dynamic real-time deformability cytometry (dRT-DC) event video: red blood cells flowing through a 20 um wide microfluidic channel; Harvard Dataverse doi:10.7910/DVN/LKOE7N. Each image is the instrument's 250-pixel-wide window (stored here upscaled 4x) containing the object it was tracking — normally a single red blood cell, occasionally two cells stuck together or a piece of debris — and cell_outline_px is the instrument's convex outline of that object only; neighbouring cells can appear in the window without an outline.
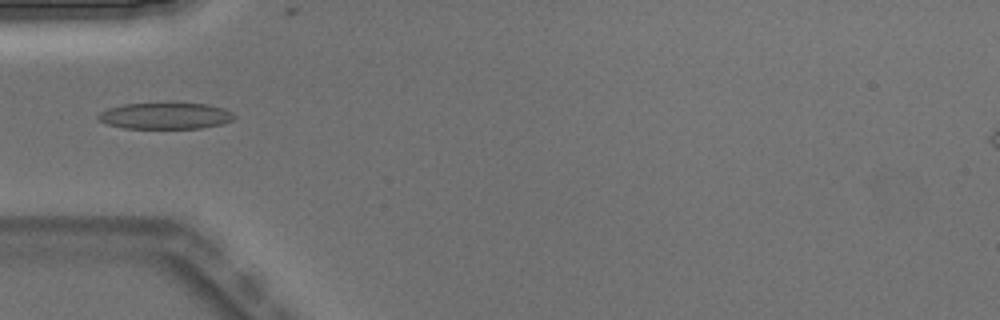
{"species": "Egyptian fruit bat (a non-hibernating species)", "species_latin": "Rousettus aegyptiacus", "temperature_condition": "warm", "stored_images_in_passage": 6, "camera_frame_rate_fps": 3000, "um_per_image_px": 0.085, "animal": {"sex": "male"}, "frame": {"image": 1, "passage_image": 4, "time_ms": 1.0, "image_size_px": [1000, 320], "cell_outline_px": [[236, 116], [232, 120], [220, 124], [200, 128], [124, 128], [108, 124], [100, 120], [96, 116], [100, 112], [108, 108], [124, 104], [208, 104], [224, 108], [232, 112]], "centroid_in_image_um": [14.06, 9.85], "position_along_channel_um": 70.9, "area_um2": 20.58}}